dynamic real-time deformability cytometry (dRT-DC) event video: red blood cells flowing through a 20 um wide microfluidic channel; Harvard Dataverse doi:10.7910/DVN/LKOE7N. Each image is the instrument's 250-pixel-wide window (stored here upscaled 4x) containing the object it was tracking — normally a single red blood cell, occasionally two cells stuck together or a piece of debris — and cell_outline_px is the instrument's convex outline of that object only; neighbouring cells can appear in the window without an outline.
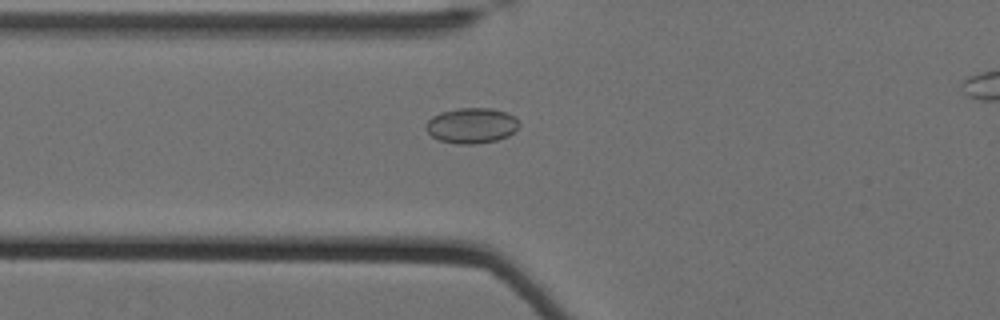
{"species": "Egyptian fruit bat (a non-hibernating species)", "species_latin": "Rousettus aegyptiacus", "temperature_condition": "cold", "stored_images_in_passage": 61, "camera_frame_rate_fps": 3000, "um_per_image_px": 0.085, "animal": {"sex": "female"}, "frame": {"image": 1, "passage_image": 27, "time_ms": 8.667, "image_size_px": [1000, 320], "cell_outline_px": [[520, 124], [508, 136], [496, 140], [472, 144], [456, 144], [440, 140], [432, 136], [424, 128], [428, 120], [432, 116], [440, 112], [460, 108], [492, 108], [516, 116]], "centroid_in_image_um": [40.07, 10.66], "position_along_channel_um": 85.7, "area_um2": 19.19}}
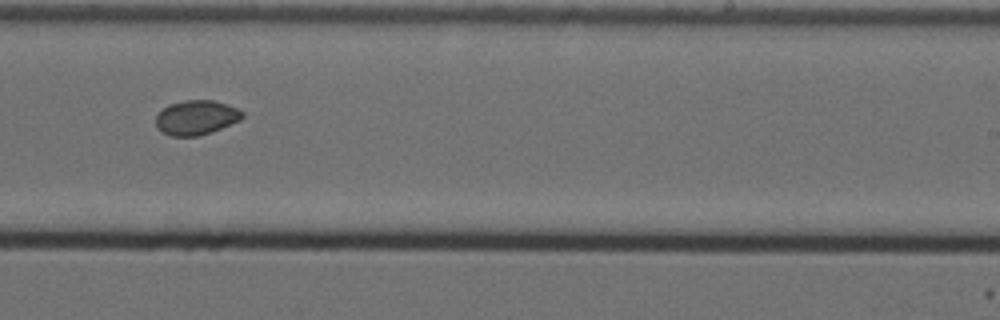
{"frame": {"image": 2, "passage_image": 43, "time_ms": 14.0, "image_size_px": [1000, 320], "cell_outline_px": [[244, 116], [240, 120], [212, 132], [196, 136], [168, 136], [160, 132], [156, 124], [156, 116], [168, 104], [184, 100], [216, 100], [236, 108], [244, 112]], "centroid_in_image_um": [16.67, 9.99], "position_along_channel_um": 272.3, "area_um2": 17.51}}
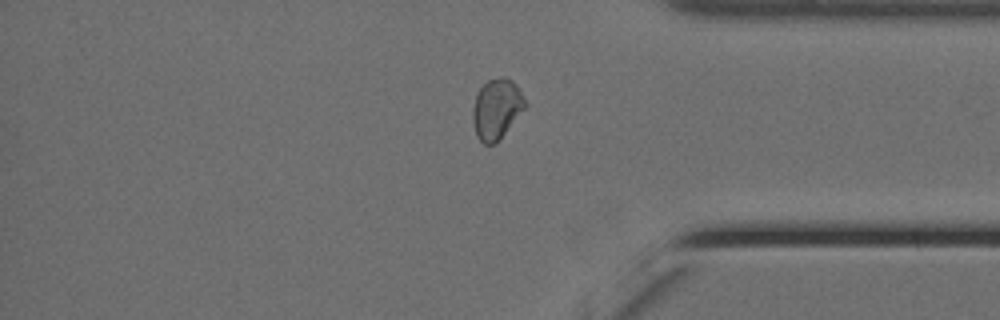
{"frame": {"image": 3, "passage_image": 54, "time_ms": 17.667, "image_size_px": [1000, 320], "cell_outline_px": [[528, 104], [496, 144], [484, 144], [476, 136], [472, 120], [472, 108], [476, 92], [488, 80], [512, 80], [516, 84], [524, 96]], "centroid_in_image_um": [42.2, 9.3], "position_along_channel_um": 393.0, "area_um2": 18.26}, "authors_computed_cell_mechanics": {"area_um2": 18.3226, "velocity_mm_per_s": 3.4832, "shape_relaxation_time_tau1_ms": null, "shape_relaxation_time_tau2_ms": 4.2825, "deformation_change_tau1": null, "deformation_change_tau2": 0.0452}}